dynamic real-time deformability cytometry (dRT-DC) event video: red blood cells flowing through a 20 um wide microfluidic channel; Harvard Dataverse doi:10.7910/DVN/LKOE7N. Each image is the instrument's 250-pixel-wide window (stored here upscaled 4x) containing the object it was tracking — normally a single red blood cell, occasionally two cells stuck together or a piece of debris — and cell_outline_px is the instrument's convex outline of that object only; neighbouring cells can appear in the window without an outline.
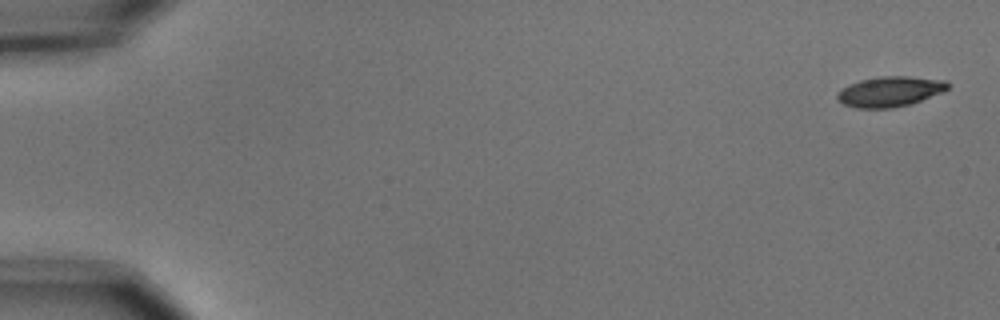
{"species": "common noctule bat (a hibernating species)", "species_latin": "Nyctalus noctula", "temperature_condition": "cold", "stored_images_in_passage": 5, "camera_frame_rate_fps": 3000, "um_per_image_px": 0.085, "animal": {"sex": "male", "body_mass_g": 15.6}, "frame": {"image": 1, "passage_image": 1, "time_ms": 0.0, "image_size_px": [1000, 320], "cell_outline_px": [[948, 88], [940, 92], [920, 100], [908, 104], [892, 108], [856, 108], [844, 104], [836, 100], [836, 96], [844, 88], [860, 80], [880, 76], [908, 76], [944, 80], [948, 84]], "centroid_in_image_um": [75.61, 7.78], "position_along_channel_um": 9.4, "area_um2": 19.02}}
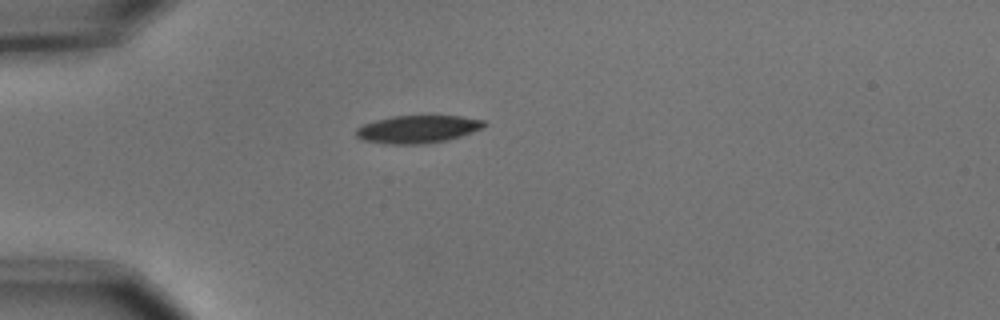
{"frame": {"image": 2, "passage_image": 5, "time_ms": 1.333, "image_size_px": [1000, 320], "cell_outline_px": [[488, 124], [484, 128], [448, 140], [424, 144], [388, 144], [364, 140], [356, 136], [356, 128], [364, 124], [376, 120], [392, 116], [460, 116], [484, 120]], "centroid_in_image_um": [35.54, 10.98], "position_along_channel_um": 49.5, "area_um2": 20.69}}